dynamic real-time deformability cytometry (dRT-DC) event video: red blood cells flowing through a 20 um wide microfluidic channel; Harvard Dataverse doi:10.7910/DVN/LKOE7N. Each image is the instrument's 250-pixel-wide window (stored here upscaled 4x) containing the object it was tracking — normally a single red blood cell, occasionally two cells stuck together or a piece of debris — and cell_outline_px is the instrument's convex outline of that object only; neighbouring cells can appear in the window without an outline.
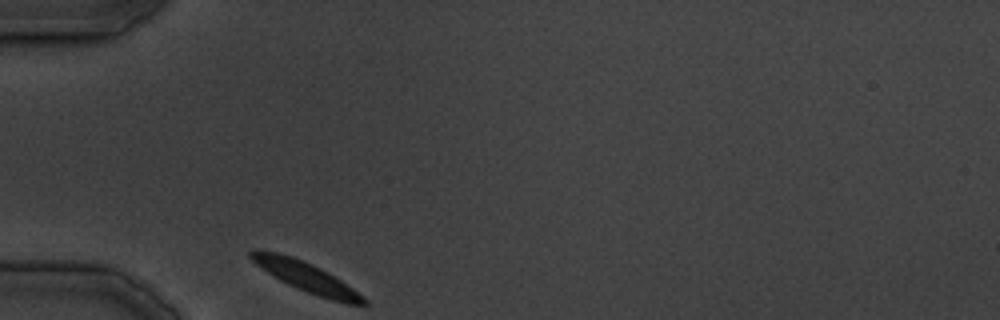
{"species": "common noctule bat (a hibernating species)", "species_latin": "Nyctalus noctula", "temperature_condition": "cold", "stored_images_in_passage": 25, "camera_frame_rate_fps": 3000, "um_per_image_px": 0.085, "animal": {"sex": "male", "body_mass_g": 19.5, "forearm_length_mm": 54.6}, "frame": {"image": 1, "passage_image": 1, "time_ms": 0.0, "image_size_px": [1000, 320], "cell_outline_px": [[368, 304], [348, 304], [332, 300], [296, 288], [280, 280], [256, 264], [248, 256], [248, 252], [252, 248], [256, 248], [280, 252], [292, 256], [312, 264], [328, 272], [364, 296], [368, 300]], "centroid_in_image_um": [25.97, 23.5], "position_along_channel_um": 59.0, "area_um2": 19.54}}